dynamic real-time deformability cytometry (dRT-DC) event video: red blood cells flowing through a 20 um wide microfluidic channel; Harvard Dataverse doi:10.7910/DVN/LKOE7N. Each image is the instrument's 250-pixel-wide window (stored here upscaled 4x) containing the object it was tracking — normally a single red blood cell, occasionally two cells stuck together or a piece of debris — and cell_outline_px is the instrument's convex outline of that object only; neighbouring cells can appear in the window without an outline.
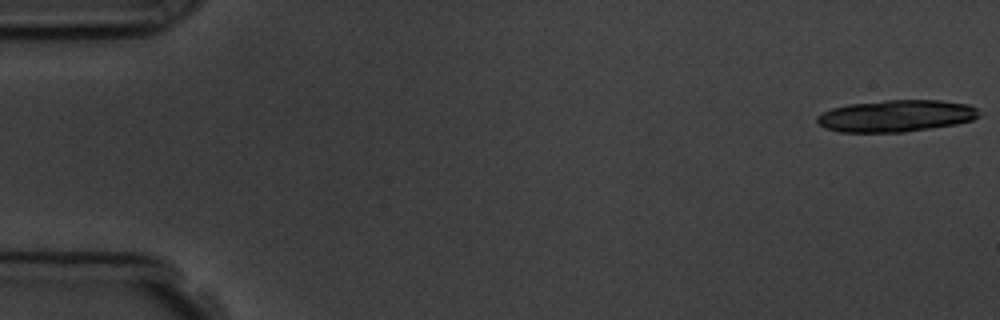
{"species": "common noctule bat (a hibernating species)", "species_latin": "Nyctalus noctula", "temperature_condition": "room temperature", "stored_images_in_passage": 8, "camera_frame_rate_fps": 3000, "um_per_image_px": 0.085, "animal": {"sex": "male", "body_mass_g": 19.5, "forearm_length_mm": 54.6}, "frame": {"image": 1, "passage_image": 1, "time_ms": 0.0, "image_size_px": [1000, 320], "cell_outline_px": [[980, 116], [972, 120], [956, 124], [904, 132], [840, 132], [824, 128], [816, 124], [816, 116], [832, 108], [848, 104], [884, 100], [940, 100], [968, 104], [976, 108]], "centroid_in_image_um": [76.13, 9.85], "position_along_channel_um": 8.9, "area_um2": 30.17}}
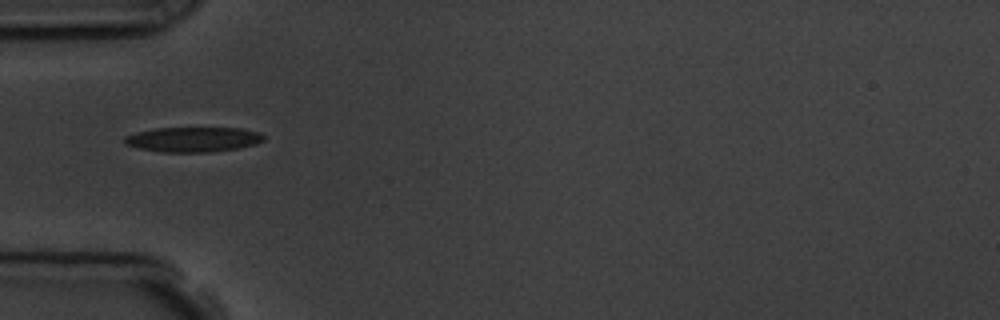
{"frame": {"image": 2, "passage_image": 6, "time_ms": 5.667, "image_size_px": [1000, 320], "cell_outline_px": [[264, 140], [256, 144], [236, 148], [212, 152], [164, 152], [140, 148], [124, 144], [124, 136], [136, 132], [156, 128], [240, 128], [260, 132], [264, 136]], "centroid_in_image_um": [16.42, 11.85], "position_along_channel_um": 68.6, "area_um2": 20.17}}